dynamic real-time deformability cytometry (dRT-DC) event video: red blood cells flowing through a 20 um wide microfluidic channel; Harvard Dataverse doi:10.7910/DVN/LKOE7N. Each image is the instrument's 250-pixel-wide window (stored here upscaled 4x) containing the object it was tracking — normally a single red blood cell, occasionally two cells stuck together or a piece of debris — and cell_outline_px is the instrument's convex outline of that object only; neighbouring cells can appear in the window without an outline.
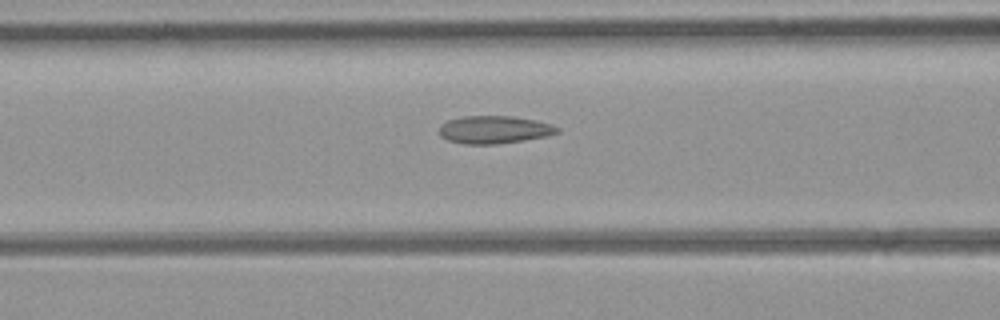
{"species": "common noctule bat (a hibernating species)", "species_latin": "Nyctalus noctula", "temperature_condition": "room temperature", "stored_images_in_passage": 31, "camera_frame_rate_fps": 3000, "um_per_image_px": 0.085, "animal": {"sex": "female", "body_mass_g": 21.9}, "frame": {"image": 1, "passage_image": 10, "time_ms": 3.0, "image_size_px": [1000, 320], "cell_outline_px": [[560, 132], [548, 136], [524, 140], [496, 144], [464, 144], [448, 140], [440, 136], [440, 124], [448, 120], [464, 116], [512, 116], [536, 120], [560, 128]], "centroid_in_image_um": [42.01, 11.02], "position_along_channel_um": 124.6, "area_um2": 19.07}}
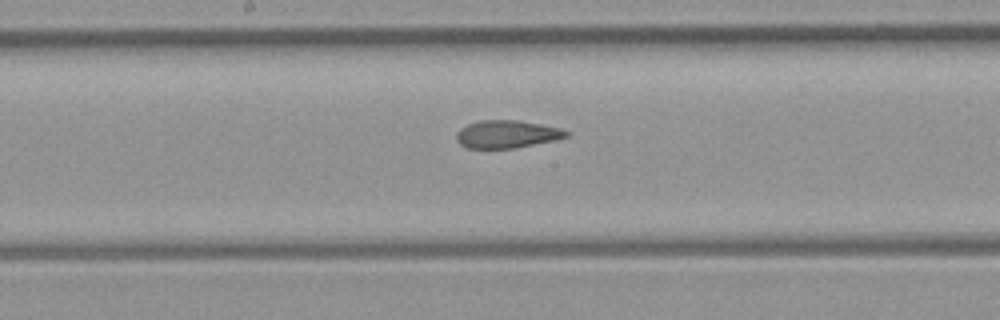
{"frame": {"image": 2, "passage_image": 16, "time_ms": 5.0, "image_size_px": [1000, 320], "cell_outline_px": [[568, 136], [556, 140], [512, 148], [468, 148], [460, 144], [456, 140], [456, 132], [460, 128], [468, 124], [480, 120], [516, 120], [540, 124], [556, 128], [568, 132]], "centroid_in_image_um": [43.02, 11.4], "position_along_channel_um": 205.2, "area_um2": 17.51}}
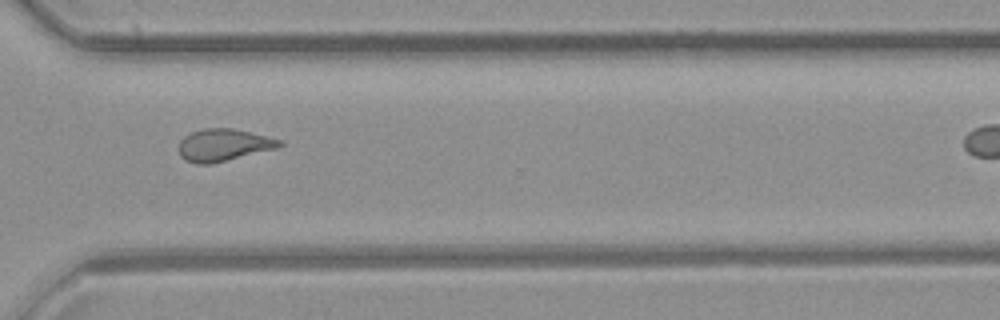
{"frame": {"image": 3, "passage_image": 27, "time_ms": 8.667, "image_size_px": [1000, 320], "cell_outline_px": [[284, 144], [280, 148], [212, 164], [196, 164], [184, 160], [180, 156], [180, 140], [184, 136], [192, 132], [204, 128], [232, 128], [268, 136], [284, 140]], "centroid_in_image_um": [19.06, 12.33], "position_along_channel_um": 351.5, "area_um2": 19.25}}